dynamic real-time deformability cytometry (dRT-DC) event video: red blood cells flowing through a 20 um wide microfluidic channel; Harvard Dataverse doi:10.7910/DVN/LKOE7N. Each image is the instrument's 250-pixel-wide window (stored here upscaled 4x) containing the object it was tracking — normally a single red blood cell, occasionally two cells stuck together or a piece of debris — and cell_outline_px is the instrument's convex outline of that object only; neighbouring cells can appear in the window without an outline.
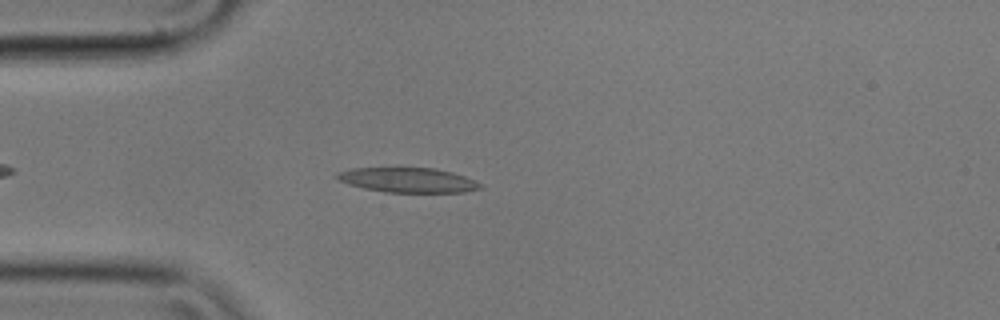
{"species": "common noctule bat (a hibernating species)", "species_latin": "Nyctalus noctula", "temperature_condition": "cold", "stored_images_in_passage": 48, "camera_frame_rate_fps": 3000, "um_per_image_px": 0.085, "animal": {"sex": "male", "body_mass_g": 17.9}, "frame": {"image": 1, "passage_image": 7, "time_ms": 2.0, "image_size_px": [1000, 320], "cell_outline_px": [[484, 188], [464, 192], [384, 192], [364, 188], [340, 180], [336, 176], [336, 172], [352, 168], [432, 168], [452, 172], [476, 180], [484, 184]], "centroid_in_image_um": [34.75, 15.31], "position_along_channel_um": 50.3, "area_um2": 20.58}}
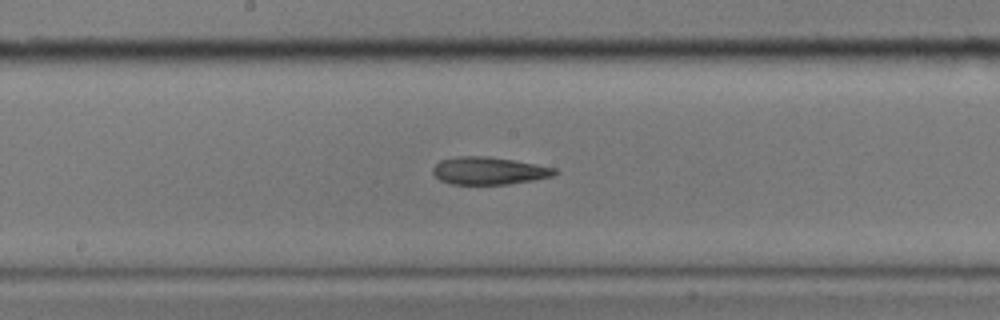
{"frame": {"image": 2, "passage_image": 21, "time_ms": 6.667, "image_size_px": [1000, 320], "cell_outline_px": [[560, 172], [552, 176], [532, 180], [508, 184], [452, 184], [440, 180], [432, 172], [432, 168], [440, 160], [460, 156], [488, 156], [536, 164], [556, 168]], "centroid_in_image_um": [41.56, 14.51], "position_along_channel_um": 206.6, "area_um2": 19.48}}
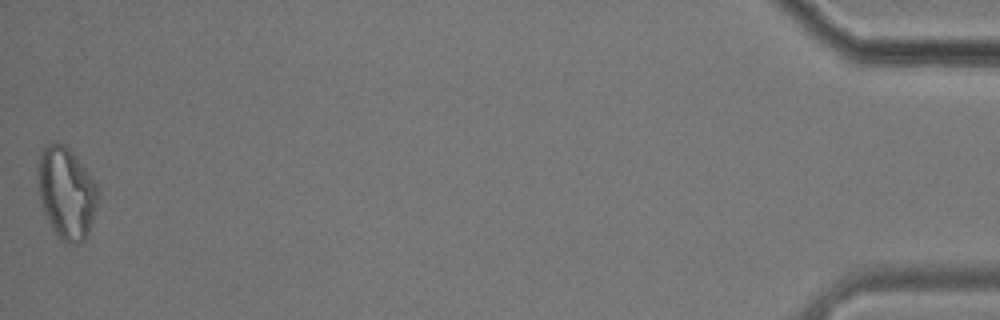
{"frame": {"image": 3, "passage_image": 48, "time_ms": 15.667, "image_size_px": [1000, 320], "cell_outline_px": [[96, 204], [88, 236], [80, 244], [68, 244], [60, 240], [56, 236], [44, 212], [40, 200], [36, 176], [36, 164], [40, 152], [44, 144], [52, 140], [56, 140], [64, 144], [68, 148], [84, 168], [96, 184]], "centroid_in_image_um": [5.57, 16.38], "position_along_channel_um": 429.6, "area_um2": 32.37}, "authors_computed_cell_mechanics": {"area_um2": 20.808, "velocity_mm_per_s": 3.538, "shape_relaxation_time_tau1_ms": 9.1241, "shape_relaxation_time_tau2_ms": null, "deformation_change_tau1": 0.2145, "deformation_change_tau2": null}}